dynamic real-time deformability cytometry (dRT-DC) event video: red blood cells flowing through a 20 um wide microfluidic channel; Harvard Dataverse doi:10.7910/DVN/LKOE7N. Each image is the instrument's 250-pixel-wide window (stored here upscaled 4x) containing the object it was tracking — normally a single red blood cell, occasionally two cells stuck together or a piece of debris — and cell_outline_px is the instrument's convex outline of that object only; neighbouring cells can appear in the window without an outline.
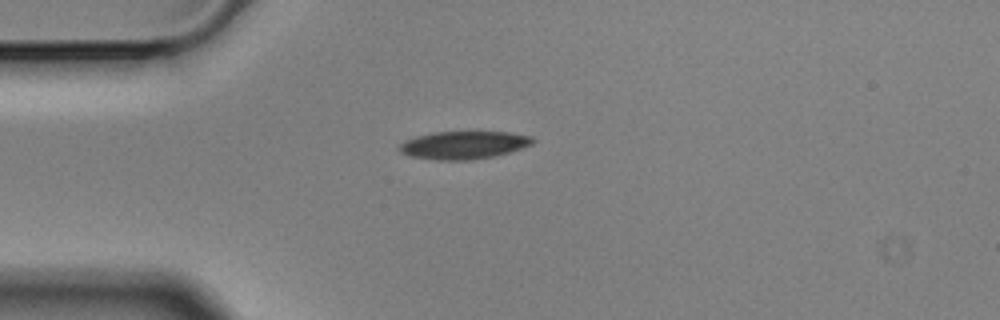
{"species": "Egyptian fruit bat (a non-hibernating species)", "species_latin": "Rousettus aegyptiacus", "temperature_condition": "cold", "stored_images_in_passage": 3, "camera_frame_rate_fps": 3000, "um_per_image_px": 0.085, "animal": {"sex": "male"}, "frame": {"image": 1, "passage_image": 1, "time_ms": 0.0, "image_size_px": [1000, 320], "cell_outline_px": [[536, 140], [532, 144], [508, 152], [492, 156], [468, 160], [436, 160], [408, 156], [400, 152], [396, 148], [404, 140], [416, 136], [436, 132], [508, 132], [532, 136]], "centroid_in_image_um": [39.36, 12.33], "position_along_channel_um": 45.6, "area_um2": 21.62}}
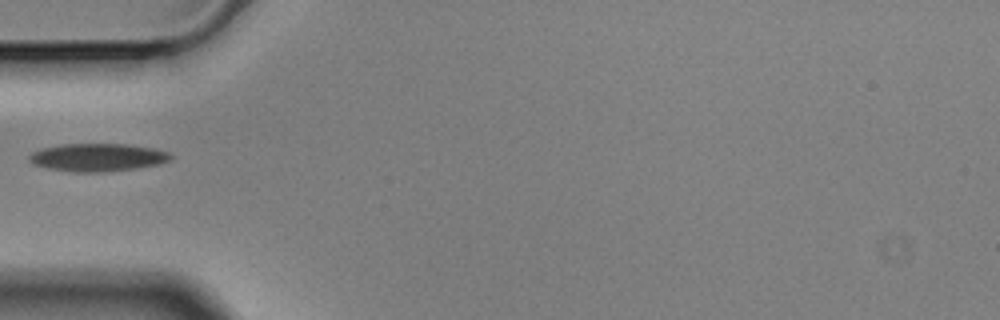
{"frame": {"image": 2, "passage_image": 2, "time_ms": 0.333, "image_size_px": [1000, 320], "cell_outline_px": [[172, 160], [160, 164], [136, 168], [104, 172], [72, 172], [48, 168], [36, 164], [28, 160], [28, 156], [32, 152], [40, 148], [64, 144], [124, 144], [156, 148], [168, 152], [172, 156]], "centroid_in_image_um": [8.32, 13.37], "position_along_channel_um": 76.7, "area_um2": 23.06}}
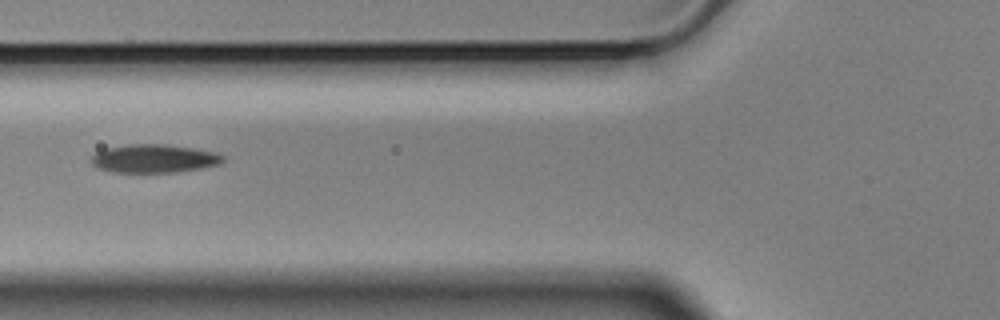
{"frame": {"image": 3, "passage_image": 3, "time_ms": 0.667, "image_size_px": [1000, 320], "cell_outline_px": [[224, 160], [220, 164], [200, 168], [176, 172], [112, 172], [100, 168], [92, 164], [88, 160], [96, 152], [104, 148], [128, 144], [164, 144], [192, 148], [216, 152], [224, 156]], "centroid_in_image_um": [13.06, 13.47], "position_along_channel_um": 112.7, "area_um2": 21.79}}